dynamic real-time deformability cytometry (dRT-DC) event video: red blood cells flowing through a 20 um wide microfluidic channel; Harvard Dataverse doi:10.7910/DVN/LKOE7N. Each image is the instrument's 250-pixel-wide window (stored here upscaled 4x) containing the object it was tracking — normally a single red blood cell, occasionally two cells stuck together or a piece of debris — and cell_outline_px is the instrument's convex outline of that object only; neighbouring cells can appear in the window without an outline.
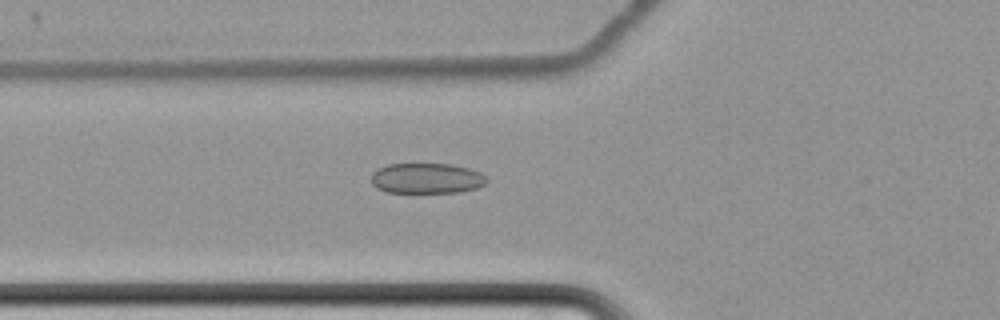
{"species": "common noctule bat (a hibernating species)", "species_latin": "Nyctalus noctula", "temperature_condition": "cold", "stored_images_in_passage": 45, "camera_frame_rate_fps": 3000, "um_per_image_px": 0.085, "animal": {"sex": "female", "body_mass_g": 22.7, "forearm_length_mm": 54.2}, "frame": {"image": 1, "passage_image": 8, "time_ms": 2.333, "image_size_px": [1000, 320], "cell_outline_px": [[488, 180], [484, 184], [476, 188], [460, 192], [388, 192], [376, 188], [372, 184], [372, 172], [388, 164], [452, 164], [468, 168], [480, 172]], "centroid_in_image_um": [36.26, 15.15], "position_along_channel_um": 89.5, "area_um2": 20.35}}
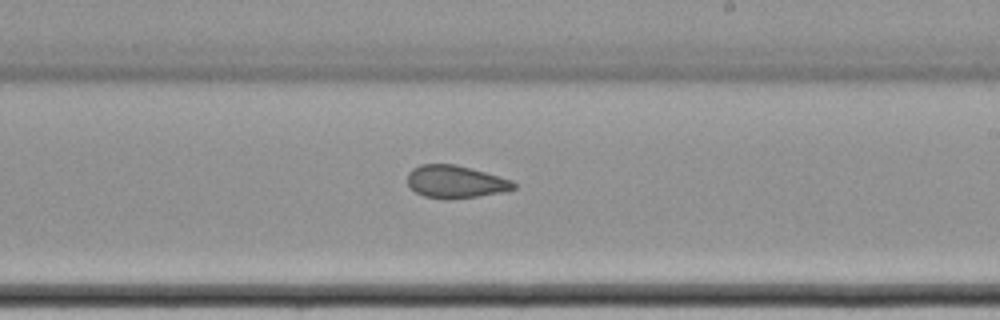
{"frame": {"image": 2, "passage_image": 22, "time_ms": 7.0, "image_size_px": [1000, 320], "cell_outline_px": [[516, 188], [504, 192], [448, 200], [444, 200], [424, 196], [416, 192], [408, 184], [408, 172], [412, 168], [420, 164], [456, 164], [512, 180], [516, 184]], "centroid_in_image_um": [38.7, 15.45], "position_along_channel_um": 250.3, "area_um2": 20.23}}
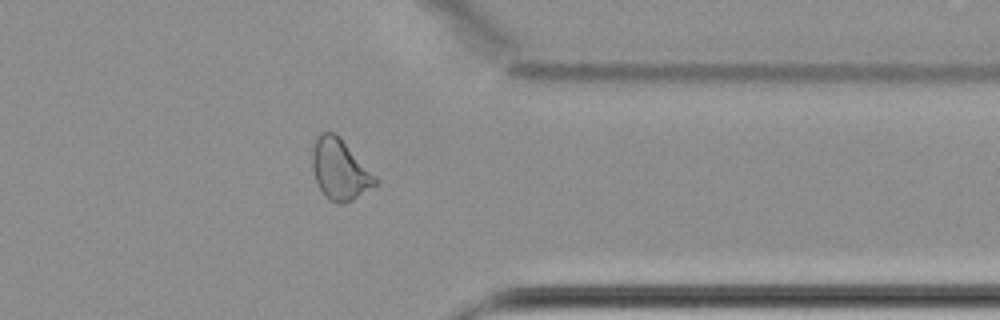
{"frame": {"image": 3, "passage_image": 34, "time_ms": 11.0, "image_size_px": [1000, 320], "cell_outline_px": [[376, 184], [352, 200], [344, 204], [336, 204], [328, 200], [320, 188], [316, 180], [312, 168], [312, 152], [316, 136], [320, 132], [336, 132], [376, 176]], "centroid_in_image_um": [28.86, 14.39], "position_along_channel_um": 382.5, "area_um2": 22.2}, "authors_computed_cell_mechanics": {"area_um2": 21.2126, "velocity_mm_per_s": 3.4445, "shape_relaxation_time_tau1_ms": null, "shape_relaxation_time_tau2_ms": 2.538, "deformation_change_tau1": null, "deformation_change_tau2": 0.0909}}